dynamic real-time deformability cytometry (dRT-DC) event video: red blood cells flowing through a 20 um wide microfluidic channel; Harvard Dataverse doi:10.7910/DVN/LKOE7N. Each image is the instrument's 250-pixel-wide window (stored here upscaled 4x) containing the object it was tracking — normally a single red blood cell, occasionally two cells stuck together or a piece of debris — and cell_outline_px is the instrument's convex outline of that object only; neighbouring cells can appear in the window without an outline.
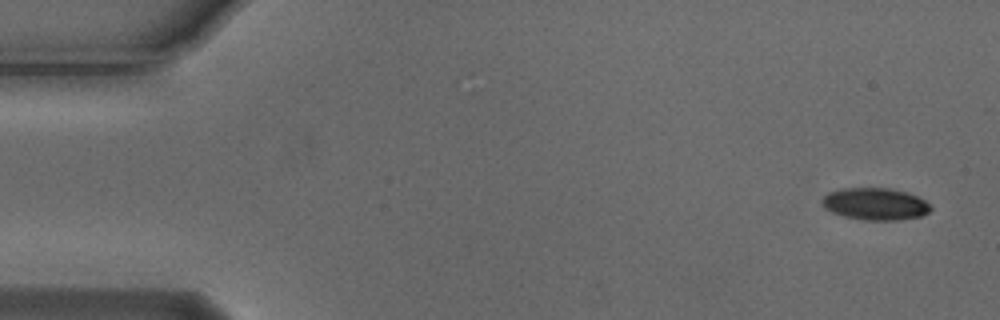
{"species": "Egyptian fruit bat (a non-hibernating species)", "species_latin": "Rousettus aegyptiacus", "temperature_condition": "cold", "stored_images_in_passage": 4, "camera_frame_rate_fps": 3000, "um_per_image_px": 0.085, "animal": {"sex": "male"}, "frame": {"image": 1, "passage_image": 1, "time_ms": 0.0, "image_size_px": [1000, 320], "cell_outline_px": [[932, 208], [928, 212], [920, 216], [896, 220], [868, 220], [844, 216], [832, 212], [824, 208], [820, 200], [828, 192], [840, 188], [892, 188], [908, 192], [924, 200]], "centroid_in_image_um": [74.36, 17.32], "position_along_channel_um": 10.6, "area_um2": 20.29}}